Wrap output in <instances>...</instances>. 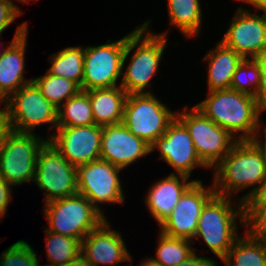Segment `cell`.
<instances>
[{
	"instance_id": "6da1fadb",
	"label": "cell",
	"mask_w": 266,
	"mask_h": 266,
	"mask_svg": "<svg viewBox=\"0 0 266 266\" xmlns=\"http://www.w3.org/2000/svg\"><path fill=\"white\" fill-rule=\"evenodd\" d=\"M150 20L145 21L126 35L123 69L132 51L133 54L131 60H129L130 63L125 68V72H122L120 86L127 94L152 92V90L147 92L145 90L152 87L150 81L158 72L160 61L167 47L168 32L161 34L149 33Z\"/></svg>"
},
{
	"instance_id": "7a4b0ae2",
	"label": "cell",
	"mask_w": 266,
	"mask_h": 266,
	"mask_svg": "<svg viewBox=\"0 0 266 266\" xmlns=\"http://www.w3.org/2000/svg\"><path fill=\"white\" fill-rule=\"evenodd\" d=\"M207 94L195 107L238 141L249 140L262 123L256 98L232 89Z\"/></svg>"
},
{
	"instance_id": "3957f363",
	"label": "cell",
	"mask_w": 266,
	"mask_h": 266,
	"mask_svg": "<svg viewBox=\"0 0 266 266\" xmlns=\"http://www.w3.org/2000/svg\"><path fill=\"white\" fill-rule=\"evenodd\" d=\"M213 172L212 185L220 196L232 197V194L253 187L248 194L239 198L243 203L266 178V166L261 154L249 140L237 141L213 168Z\"/></svg>"
},
{
	"instance_id": "277c9868",
	"label": "cell",
	"mask_w": 266,
	"mask_h": 266,
	"mask_svg": "<svg viewBox=\"0 0 266 266\" xmlns=\"http://www.w3.org/2000/svg\"><path fill=\"white\" fill-rule=\"evenodd\" d=\"M232 198L234 197L215 194L205 204L194 237L196 240L202 238L206 246L221 261L226 257L233 243L240 237L238 218L245 227L244 203L238 199L237 206L234 207Z\"/></svg>"
},
{
	"instance_id": "5b68a950",
	"label": "cell",
	"mask_w": 266,
	"mask_h": 266,
	"mask_svg": "<svg viewBox=\"0 0 266 266\" xmlns=\"http://www.w3.org/2000/svg\"><path fill=\"white\" fill-rule=\"evenodd\" d=\"M48 231L80 241L106 218L85 196L75 194L44 203Z\"/></svg>"
},
{
	"instance_id": "8992f818",
	"label": "cell",
	"mask_w": 266,
	"mask_h": 266,
	"mask_svg": "<svg viewBox=\"0 0 266 266\" xmlns=\"http://www.w3.org/2000/svg\"><path fill=\"white\" fill-rule=\"evenodd\" d=\"M183 111H176V117L186 126L200 160L213 169L238 140L195 106H184Z\"/></svg>"
},
{
	"instance_id": "52a82bcc",
	"label": "cell",
	"mask_w": 266,
	"mask_h": 266,
	"mask_svg": "<svg viewBox=\"0 0 266 266\" xmlns=\"http://www.w3.org/2000/svg\"><path fill=\"white\" fill-rule=\"evenodd\" d=\"M176 117L153 93L128 94L122 123L150 146L162 136Z\"/></svg>"
},
{
	"instance_id": "ba28073f",
	"label": "cell",
	"mask_w": 266,
	"mask_h": 266,
	"mask_svg": "<svg viewBox=\"0 0 266 266\" xmlns=\"http://www.w3.org/2000/svg\"><path fill=\"white\" fill-rule=\"evenodd\" d=\"M14 131L33 134L36 127L50 124L55 132L58 127L57 108L51 104L32 81L9 97L3 117Z\"/></svg>"
},
{
	"instance_id": "9c48e42d",
	"label": "cell",
	"mask_w": 266,
	"mask_h": 266,
	"mask_svg": "<svg viewBox=\"0 0 266 266\" xmlns=\"http://www.w3.org/2000/svg\"><path fill=\"white\" fill-rule=\"evenodd\" d=\"M34 182L45 191V202L78 194L77 168L48 140L36 158Z\"/></svg>"
},
{
	"instance_id": "30bf717a",
	"label": "cell",
	"mask_w": 266,
	"mask_h": 266,
	"mask_svg": "<svg viewBox=\"0 0 266 266\" xmlns=\"http://www.w3.org/2000/svg\"><path fill=\"white\" fill-rule=\"evenodd\" d=\"M48 139L12 130L0 156V176L10 185L30 183L35 179L36 158Z\"/></svg>"
},
{
	"instance_id": "8fae6325",
	"label": "cell",
	"mask_w": 266,
	"mask_h": 266,
	"mask_svg": "<svg viewBox=\"0 0 266 266\" xmlns=\"http://www.w3.org/2000/svg\"><path fill=\"white\" fill-rule=\"evenodd\" d=\"M126 36L107 44L84 47L82 90L112 88L122 76Z\"/></svg>"
},
{
	"instance_id": "7c38bea8",
	"label": "cell",
	"mask_w": 266,
	"mask_h": 266,
	"mask_svg": "<svg viewBox=\"0 0 266 266\" xmlns=\"http://www.w3.org/2000/svg\"><path fill=\"white\" fill-rule=\"evenodd\" d=\"M121 168L97 159L77 167L78 194L85 196L104 215L98 204H124L119 177Z\"/></svg>"
},
{
	"instance_id": "4fadbf2b",
	"label": "cell",
	"mask_w": 266,
	"mask_h": 266,
	"mask_svg": "<svg viewBox=\"0 0 266 266\" xmlns=\"http://www.w3.org/2000/svg\"><path fill=\"white\" fill-rule=\"evenodd\" d=\"M216 194L213 185L205 188L194 182L180 197L170 215L159 225L160 232L172 238L195 242L197 224L205 204Z\"/></svg>"
},
{
	"instance_id": "5bb4252c",
	"label": "cell",
	"mask_w": 266,
	"mask_h": 266,
	"mask_svg": "<svg viewBox=\"0 0 266 266\" xmlns=\"http://www.w3.org/2000/svg\"><path fill=\"white\" fill-rule=\"evenodd\" d=\"M220 41L243 59H255L266 51V16L238 7Z\"/></svg>"
},
{
	"instance_id": "9a60e30c",
	"label": "cell",
	"mask_w": 266,
	"mask_h": 266,
	"mask_svg": "<svg viewBox=\"0 0 266 266\" xmlns=\"http://www.w3.org/2000/svg\"><path fill=\"white\" fill-rule=\"evenodd\" d=\"M150 148L151 153L155 148L159 149V158L174 169V174L190 178L194 168L209 169L197 155L186 126L177 117L169 123L165 133Z\"/></svg>"
},
{
	"instance_id": "2e32d148",
	"label": "cell",
	"mask_w": 266,
	"mask_h": 266,
	"mask_svg": "<svg viewBox=\"0 0 266 266\" xmlns=\"http://www.w3.org/2000/svg\"><path fill=\"white\" fill-rule=\"evenodd\" d=\"M48 141L75 166L100 159L102 127L96 124L76 127H57Z\"/></svg>"
},
{
	"instance_id": "e0dca14e",
	"label": "cell",
	"mask_w": 266,
	"mask_h": 266,
	"mask_svg": "<svg viewBox=\"0 0 266 266\" xmlns=\"http://www.w3.org/2000/svg\"><path fill=\"white\" fill-rule=\"evenodd\" d=\"M106 220L82 239V256L92 266H118L119 262L132 261L123 237Z\"/></svg>"
},
{
	"instance_id": "ac0fdd59",
	"label": "cell",
	"mask_w": 266,
	"mask_h": 266,
	"mask_svg": "<svg viewBox=\"0 0 266 266\" xmlns=\"http://www.w3.org/2000/svg\"><path fill=\"white\" fill-rule=\"evenodd\" d=\"M150 153V145L134 136L123 123L102 127L100 159L125 169Z\"/></svg>"
},
{
	"instance_id": "d6986e66",
	"label": "cell",
	"mask_w": 266,
	"mask_h": 266,
	"mask_svg": "<svg viewBox=\"0 0 266 266\" xmlns=\"http://www.w3.org/2000/svg\"><path fill=\"white\" fill-rule=\"evenodd\" d=\"M28 28L27 22L17 26L11 44L0 53V88L8 97L33 80L24 77Z\"/></svg>"
},
{
	"instance_id": "ffe728a7",
	"label": "cell",
	"mask_w": 266,
	"mask_h": 266,
	"mask_svg": "<svg viewBox=\"0 0 266 266\" xmlns=\"http://www.w3.org/2000/svg\"><path fill=\"white\" fill-rule=\"evenodd\" d=\"M184 175L172 172L150 187L145 203L151 216L160 225L173 211L183 193L194 183L201 180H190Z\"/></svg>"
},
{
	"instance_id": "44dd1931",
	"label": "cell",
	"mask_w": 266,
	"mask_h": 266,
	"mask_svg": "<svg viewBox=\"0 0 266 266\" xmlns=\"http://www.w3.org/2000/svg\"><path fill=\"white\" fill-rule=\"evenodd\" d=\"M89 94L95 124L101 127L122 123L127 92L121 87L92 89Z\"/></svg>"
},
{
	"instance_id": "7402d4cb",
	"label": "cell",
	"mask_w": 266,
	"mask_h": 266,
	"mask_svg": "<svg viewBox=\"0 0 266 266\" xmlns=\"http://www.w3.org/2000/svg\"><path fill=\"white\" fill-rule=\"evenodd\" d=\"M203 60L209 63L207 86L210 92L230 89L233 74L243 58L220 41Z\"/></svg>"
},
{
	"instance_id": "603a6c76",
	"label": "cell",
	"mask_w": 266,
	"mask_h": 266,
	"mask_svg": "<svg viewBox=\"0 0 266 266\" xmlns=\"http://www.w3.org/2000/svg\"><path fill=\"white\" fill-rule=\"evenodd\" d=\"M200 0H167L169 24L188 39L198 36L202 23Z\"/></svg>"
},
{
	"instance_id": "cb8c5ba5",
	"label": "cell",
	"mask_w": 266,
	"mask_h": 266,
	"mask_svg": "<svg viewBox=\"0 0 266 266\" xmlns=\"http://www.w3.org/2000/svg\"><path fill=\"white\" fill-rule=\"evenodd\" d=\"M222 260L226 266H266V242L245 231Z\"/></svg>"
},
{
	"instance_id": "d4e9b609",
	"label": "cell",
	"mask_w": 266,
	"mask_h": 266,
	"mask_svg": "<svg viewBox=\"0 0 266 266\" xmlns=\"http://www.w3.org/2000/svg\"><path fill=\"white\" fill-rule=\"evenodd\" d=\"M51 66L47 72L75 82L82 90L84 76V48L71 46L53 53L49 57Z\"/></svg>"
},
{
	"instance_id": "484cf974",
	"label": "cell",
	"mask_w": 266,
	"mask_h": 266,
	"mask_svg": "<svg viewBox=\"0 0 266 266\" xmlns=\"http://www.w3.org/2000/svg\"><path fill=\"white\" fill-rule=\"evenodd\" d=\"M58 127H76L95 124L86 91L80 90L75 96L64 102L58 109Z\"/></svg>"
},
{
	"instance_id": "4316f807",
	"label": "cell",
	"mask_w": 266,
	"mask_h": 266,
	"mask_svg": "<svg viewBox=\"0 0 266 266\" xmlns=\"http://www.w3.org/2000/svg\"><path fill=\"white\" fill-rule=\"evenodd\" d=\"M46 255L51 263L45 266H63L81 254V241L45 229Z\"/></svg>"
},
{
	"instance_id": "83f0119b",
	"label": "cell",
	"mask_w": 266,
	"mask_h": 266,
	"mask_svg": "<svg viewBox=\"0 0 266 266\" xmlns=\"http://www.w3.org/2000/svg\"><path fill=\"white\" fill-rule=\"evenodd\" d=\"M41 91V94L57 109L81 88L73 81L61 76L46 74L32 80Z\"/></svg>"
},
{
	"instance_id": "f1b7e54d",
	"label": "cell",
	"mask_w": 266,
	"mask_h": 266,
	"mask_svg": "<svg viewBox=\"0 0 266 266\" xmlns=\"http://www.w3.org/2000/svg\"><path fill=\"white\" fill-rule=\"evenodd\" d=\"M156 258L152 259L160 266H176L187 260L196 249L192 246L193 241L183 238H172L159 232Z\"/></svg>"
},
{
	"instance_id": "f546056e",
	"label": "cell",
	"mask_w": 266,
	"mask_h": 266,
	"mask_svg": "<svg viewBox=\"0 0 266 266\" xmlns=\"http://www.w3.org/2000/svg\"><path fill=\"white\" fill-rule=\"evenodd\" d=\"M261 74L260 66L255 59H243L233 74L230 89L256 98Z\"/></svg>"
},
{
	"instance_id": "4dcf8cb0",
	"label": "cell",
	"mask_w": 266,
	"mask_h": 266,
	"mask_svg": "<svg viewBox=\"0 0 266 266\" xmlns=\"http://www.w3.org/2000/svg\"><path fill=\"white\" fill-rule=\"evenodd\" d=\"M35 249L27 241L19 240L4 250L0 256V266H39Z\"/></svg>"
},
{
	"instance_id": "1f68e13d",
	"label": "cell",
	"mask_w": 266,
	"mask_h": 266,
	"mask_svg": "<svg viewBox=\"0 0 266 266\" xmlns=\"http://www.w3.org/2000/svg\"><path fill=\"white\" fill-rule=\"evenodd\" d=\"M244 210L245 231L266 242V203H244Z\"/></svg>"
},
{
	"instance_id": "d6a6232c",
	"label": "cell",
	"mask_w": 266,
	"mask_h": 266,
	"mask_svg": "<svg viewBox=\"0 0 266 266\" xmlns=\"http://www.w3.org/2000/svg\"><path fill=\"white\" fill-rule=\"evenodd\" d=\"M22 15L14 0H0V33L5 31L13 21Z\"/></svg>"
},
{
	"instance_id": "836d02e7",
	"label": "cell",
	"mask_w": 266,
	"mask_h": 266,
	"mask_svg": "<svg viewBox=\"0 0 266 266\" xmlns=\"http://www.w3.org/2000/svg\"><path fill=\"white\" fill-rule=\"evenodd\" d=\"M13 186L0 176V217L3 218L8 210L7 206L12 199Z\"/></svg>"
},
{
	"instance_id": "e575fe53",
	"label": "cell",
	"mask_w": 266,
	"mask_h": 266,
	"mask_svg": "<svg viewBox=\"0 0 266 266\" xmlns=\"http://www.w3.org/2000/svg\"><path fill=\"white\" fill-rule=\"evenodd\" d=\"M176 266H218V265L214 259L203 256L200 257L195 252L187 260L180 262Z\"/></svg>"
},
{
	"instance_id": "d590c367",
	"label": "cell",
	"mask_w": 266,
	"mask_h": 266,
	"mask_svg": "<svg viewBox=\"0 0 266 266\" xmlns=\"http://www.w3.org/2000/svg\"><path fill=\"white\" fill-rule=\"evenodd\" d=\"M264 132L263 136L264 138V142L262 143V141L260 140L261 138V134H259V132L261 133L262 129ZM261 130V131H260ZM249 141L256 147V149L260 152L261 157L265 163L266 166V126L265 128H263L262 124L258 127L257 131L252 135V137L249 139Z\"/></svg>"
},
{
	"instance_id": "8d00e7d4",
	"label": "cell",
	"mask_w": 266,
	"mask_h": 266,
	"mask_svg": "<svg viewBox=\"0 0 266 266\" xmlns=\"http://www.w3.org/2000/svg\"><path fill=\"white\" fill-rule=\"evenodd\" d=\"M244 203H266V178Z\"/></svg>"
},
{
	"instance_id": "74e56055",
	"label": "cell",
	"mask_w": 266,
	"mask_h": 266,
	"mask_svg": "<svg viewBox=\"0 0 266 266\" xmlns=\"http://www.w3.org/2000/svg\"><path fill=\"white\" fill-rule=\"evenodd\" d=\"M259 109L266 111V74H261V83L256 96Z\"/></svg>"
},
{
	"instance_id": "f35d334b",
	"label": "cell",
	"mask_w": 266,
	"mask_h": 266,
	"mask_svg": "<svg viewBox=\"0 0 266 266\" xmlns=\"http://www.w3.org/2000/svg\"><path fill=\"white\" fill-rule=\"evenodd\" d=\"M12 130V127L5 121V119L0 117V156L3 153L6 139Z\"/></svg>"
},
{
	"instance_id": "ab89813d",
	"label": "cell",
	"mask_w": 266,
	"mask_h": 266,
	"mask_svg": "<svg viewBox=\"0 0 266 266\" xmlns=\"http://www.w3.org/2000/svg\"><path fill=\"white\" fill-rule=\"evenodd\" d=\"M240 1L254 6V8L257 10V13L258 10L263 11V15L266 16V0H239V2Z\"/></svg>"
},
{
	"instance_id": "60d3db41",
	"label": "cell",
	"mask_w": 266,
	"mask_h": 266,
	"mask_svg": "<svg viewBox=\"0 0 266 266\" xmlns=\"http://www.w3.org/2000/svg\"><path fill=\"white\" fill-rule=\"evenodd\" d=\"M9 103V97L3 92L0 88V105H3V108L0 109V117H4Z\"/></svg>"
},
{
	"instance_id": "b9f144b4",
	"label": "cell",
	"mask_w": 266,
	"mask_h": 266,
	"mask_svg": "<svg viewBox=\"0 0 266 266\" xmlns=\"http://www.w3.org/2000/svg\"><path fill=\"white\" fill-rule=\"evenodd\" d=\"M63 266H92L83 256L80 254L76 259L68 262Z\"/></svg>"
},
{
	"instance_id": "7bdbcfd3",
	"label": "cell",
	"mask_w": 266,
	"mask_h": 266,
	"mask_svg": "<svg viewBox=\"0 0 266 266\" xmlns=\"http://www.w3.org/2000/svg\"><path fill=\"white\" fill-rule=\"evenodd\" d=\"M255 60L260 66L261 73L266 74V51L260 56L256 57Z\"/></svg>"
},
{
	"instance_id": "ee69618b",
	"label": "cell",
	"mask_w": 266,
	"mask_h": 266,
	"mask_svg": "<svg viewBox=\"0 0 266 266\" xmlns=\"http://www.w3.org/2000/svg\"><path fill=\"white\" fill-rule=\"evenodd\" d=\"M139 266H160L157 262H155L152 257L146 258L145 260L141 261Z\"/></svg>"
},
{
	"instance_id": "f6af8a7d",
	"label": "cell",
	"mask_w": 266,
	"mask_h": 266,
	"mask_svg": "<svg viewBox=\"0 0 266 266\" xmlns=\"http://www.w3.org/2000/svg\"><path fill=\"white\" fill-rule=\"evenodd\" d=\"M16 1L26 3V2L33 1V0H16ZM34 1H36V0H34Z\"/></svg>"
}]
</instances>
